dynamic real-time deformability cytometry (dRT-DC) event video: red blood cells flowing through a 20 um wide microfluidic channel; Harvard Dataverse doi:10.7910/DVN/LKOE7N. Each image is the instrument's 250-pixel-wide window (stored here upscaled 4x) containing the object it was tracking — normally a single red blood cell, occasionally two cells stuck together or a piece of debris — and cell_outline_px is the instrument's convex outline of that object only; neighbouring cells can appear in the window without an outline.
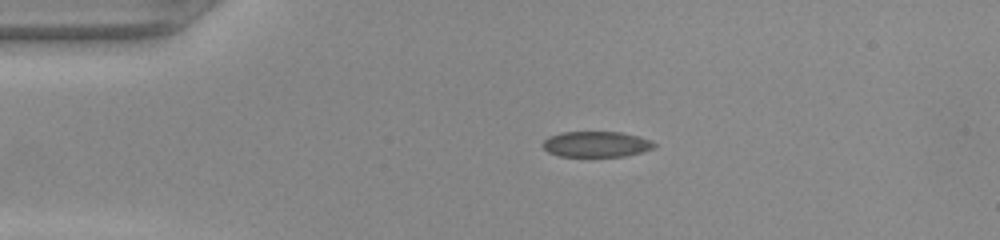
{"species": "common noctule bat (a hibernating species)", "species_latin": "Nyctalus noctula", "temperature_condition": "warm", "stored_images_in_passage": 40, "camera_frame_rate_fps": 3000, "um_per_image_px": 0.085, "animal": {"sex": "female", "body_mass_g": 22.0, "forearm_length_mm": 56.7}, "frame": {"image": 1, "passage_image": 1, "time_ms": 0.0, "image_size_px": [1000, 240], "cell_outline_px": [[656, 144], [652, 148], [640, 152], [624, 156], [560, 156], [548, 152], [540, 144], [548, 136], [560, 132], [620, 132], [652, 140]], "centroid_in_image_um": [50.63, 12.25], "position_along_channel_um": 34.4, "area_um2": 16.59}}
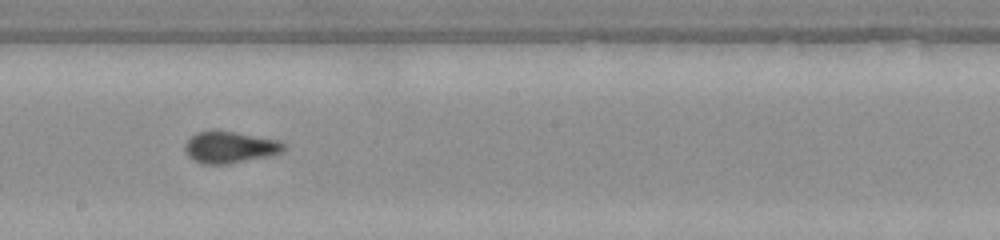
{"frame": {"image": 2, "passage_image": 18, "time_ms": 5.667, "image_size_px": [1000, 240], "cell_outline_px": [[288, 148], [272, 156], [228, 164], [200, 164], [192, 160], [188, 156], [184, 148], [184, 144], [196, 132], [232, 132], [280, 140]], "centroid_in_image_um": [19.56, 12.55], "position_along_channel_um": 228.6, "area_um2": 18.15}}
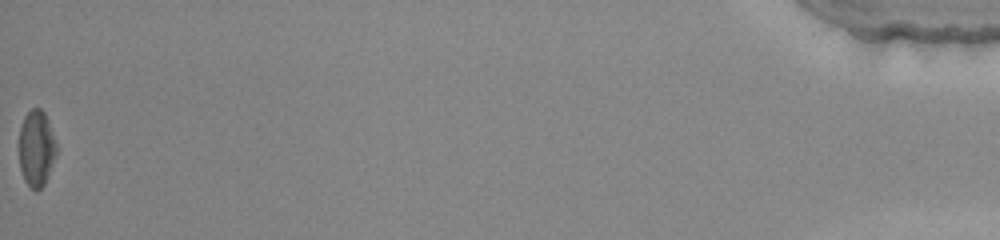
{"frame": {"image": 3, "passage_image": 40, "time_ms": 13.0, "image_size_px": [1000, 240], "cell_outline_px": [[56, 156], [48, 176], [44, 184], [36, 192], [24, 180], [20, 168], [20, 128], [24, 116], [32, 108], [40, 108], [44, 112], [48, 120], [56, 144]], "centroid_in_image_um": [3.1, 12.61], "position_along_channel_um": 432.1, "area_um2": 16.42}}